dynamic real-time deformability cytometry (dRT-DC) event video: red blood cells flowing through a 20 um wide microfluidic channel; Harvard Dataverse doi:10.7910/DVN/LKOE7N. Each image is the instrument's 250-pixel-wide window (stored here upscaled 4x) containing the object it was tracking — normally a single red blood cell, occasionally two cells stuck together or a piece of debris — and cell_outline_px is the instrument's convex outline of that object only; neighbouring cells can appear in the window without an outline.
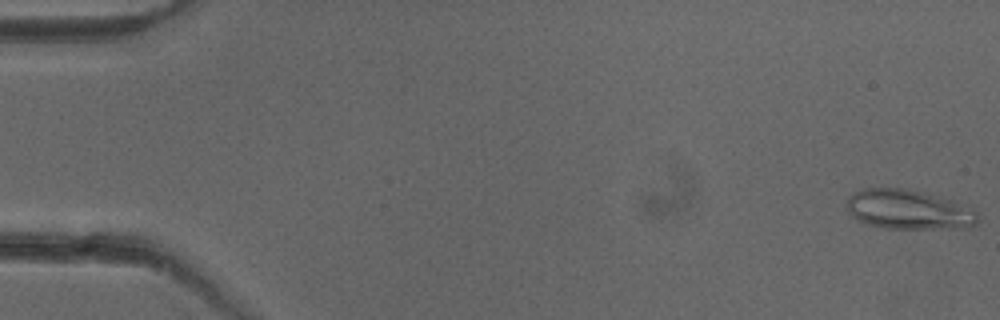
{"species": "common noctule bat (a hibernating species)", "species_latin": "Nyctalus noctula", "temperature_condition": "cold", "stored_images_in_passage": 52, "camera_frame_rate_fps": 3000, "um_per_image_px": 0.085, "animal": {"sex": "female"}, "frame": {"image": 1, "passage_image": 1, "time_ms": 0.0, "image_size_px": [1000, 320], "cell_outline_px": [[980, 220], [972, 228], [884, 228], [868, 224], [856, 220], [848, 212], [848, 196], [852, 192], [864, 188], [904, 188], [952, 200], [976, 212]], "centroid_in_image_um": [77.21, 17.82], "position_along_channel_um": 7.8, "area_um2": 30.11}}
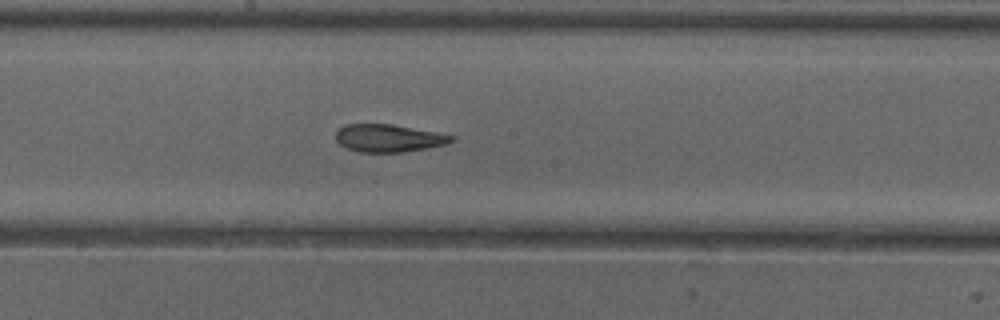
{"frame": {"image": 2, "passage_image": 28, "time_ms": 9.0, "image_size_px": [1000, 320], "cell_outline_px": [[456, 140], [444, 144], [428, 148], [400, 152], [360, 152], [348, 148], [340, 144], [336, 140], [336, 132], [344, 124], [392, 124], [436, 132], [456, 136]], "centroid_in_image_um": [33.04, 11.73], "position_along_channel_um": 215.2, "area_um2": 18.55}}
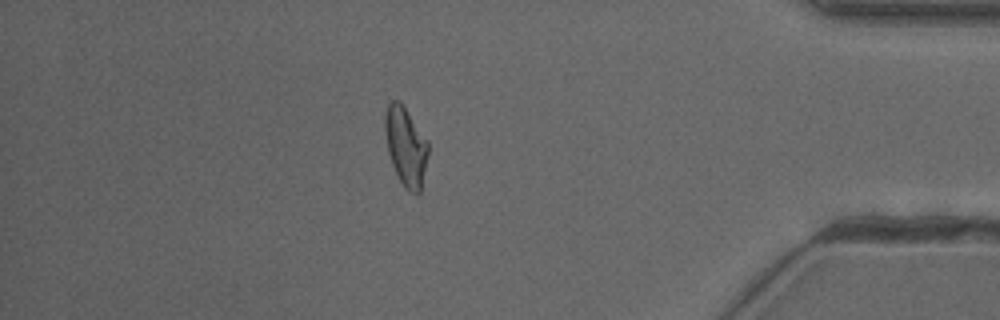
{"frame": {"image": 3, "passage_image": 45, "time_ms": 14.667, "image_size_px": [1000, 320], "cell_outline_px": [[428, 152], [420, 192], [416, 196], [408, 192], [404, 188], [392, 164], [388, 152], [384, 128], [384, 116], [388, 104], [392, 100], [400, 100], [428, 140]], "centroid_in_image_um": [34.48, 12.44], "position_along_channel_um": 400.7, "area_um2": 19.94}, "authors_computed_cell_mechanics": {"area_um2": 20.1722, "velocity_mm_per_s": 3.9717, "shape_relaxation_time_tau1_ms": 5.8597, "shape_relaxation_time_tau2_ms": 2.0905, "deformation_change_tau1": 0.1809, "deformation_change_tau2": 0.0988}}